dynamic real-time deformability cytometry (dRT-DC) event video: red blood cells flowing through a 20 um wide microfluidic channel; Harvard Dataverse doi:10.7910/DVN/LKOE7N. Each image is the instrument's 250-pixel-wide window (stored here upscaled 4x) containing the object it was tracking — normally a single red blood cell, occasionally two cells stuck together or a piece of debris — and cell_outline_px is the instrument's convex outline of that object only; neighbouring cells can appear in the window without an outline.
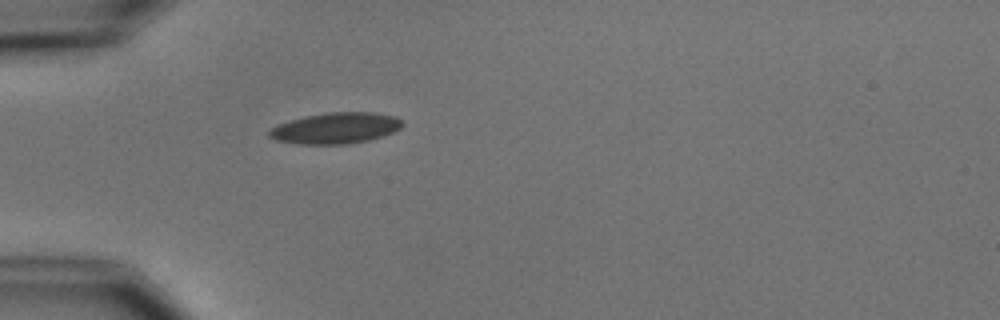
{"species": "common noctule bat (a hibernating species)", "species_latin": "Nyctalus noctula", "temperature_condition": "cold", "stored_images_in_passage": 1, "camera_frame_rate_fps": 3000, "um_per_image_px": 0.085, "animal": {"sex": "male", "body_mass_g": 15.6}, "frame": {"image": 1, "passage_image": 1, "time_ms": 0.0, "image_size_px": [1000, 320], "cell_outline_px": [[404, 124], [400, 128], [392, 132], [368, 140], [348, 144], [300, 144], [276, 140], [268, 136], [268, 132], [272, 128], [280, 124], [292, 120], [308, 116], [328, 112], [376, 112], [396, 116], [404, 120]], "centroid_in_image_um": [28.58, 10.88], "position_along_channel_um": 56.4, "area_um2": 23.93}}